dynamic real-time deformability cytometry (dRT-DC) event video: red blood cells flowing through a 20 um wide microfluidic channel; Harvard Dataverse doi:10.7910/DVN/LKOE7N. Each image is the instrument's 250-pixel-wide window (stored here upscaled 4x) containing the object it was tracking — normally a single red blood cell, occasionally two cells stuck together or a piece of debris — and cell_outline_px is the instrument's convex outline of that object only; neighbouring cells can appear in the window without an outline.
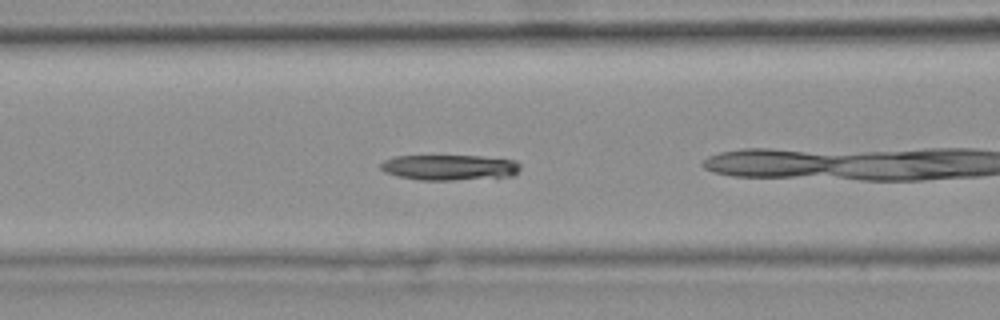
{"species": "common noctule bat (a hibernating species)", "species_latin": "Nyctalus noctula", "temperature_condition": "warm", "stored_images_in_passage": 30, "camera_frame_rate_fps": 3000, "um_per_image_px": 0.085, "animal": {"sex": "female", "body_mass_g": 25.1}, "frame": {"image": 1, "passage_image": 5, "time_ms": 1.333, "image_size_px": [1000, 320], "cell_outline_px": [[520, 168], [512, 176], [452, 180], [420, 180], [400, 176], [384, 172], [380, 168], [380, 164], [384, 160], [396, 156], [480, 156], [516, 160], [520, 164]], "centroid_in_image_um": [38.2, 14.22], "position_along_channel_um": 128.4, "area_um2": 20.63}}